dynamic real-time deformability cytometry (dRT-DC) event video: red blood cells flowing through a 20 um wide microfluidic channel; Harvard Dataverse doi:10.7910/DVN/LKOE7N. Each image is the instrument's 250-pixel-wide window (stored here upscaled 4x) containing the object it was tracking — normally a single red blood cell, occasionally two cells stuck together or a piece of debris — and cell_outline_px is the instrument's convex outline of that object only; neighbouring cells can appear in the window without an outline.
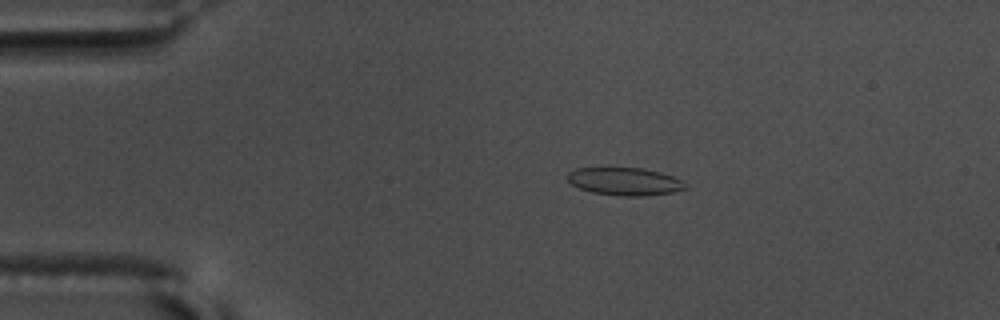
{"species": "common noctule bat (a hibernating species)", "species_latin": "Nyctalus noctula", "temperature_condition": "warm", "stored_images_in_passage": 47, "camera_frame_rate_fps": 3000, "um_per_image_px": 0.085, "animal": {"sex": "male", "body_mass_g": 17.5, "forearm_length_mm": 52.3}, "frame": {"image": 1, "passage_image": 2, "time_ms": 0.333, "image_size_px": [1000, 320], "cell_outline_px": [[688, 188], [672, 192], [640, 196], [620, 196], [592, 192], [580, 188], [572, 184], [568, 180], [568, 172], [576, 168], [640, 168], [660, 172], [672, 176], [688, 184]], "centroid_in_image_um": [53.11, 15.42], "position_along_channel_um": 31.9, "area_um2": 18.9}}
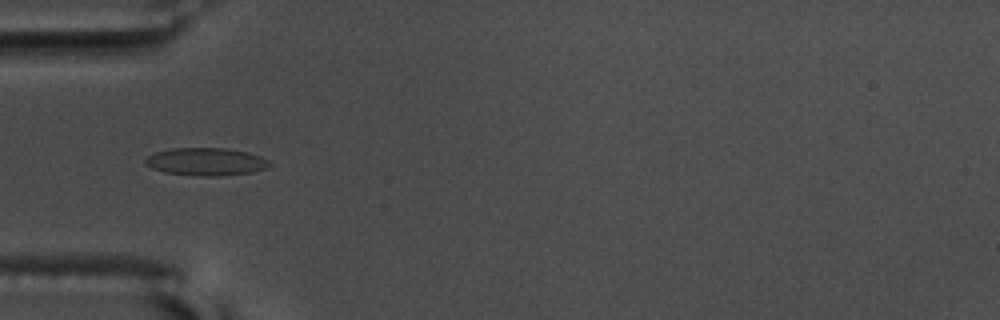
{"frame": {"image": 2, "passage_image": 9, "time_ms": 2.667, "image_size_px": [1000, 320], "cell_outline_px": [[272, 164], [268, 168], [252, 172], [216, 176], [200, 176], [164, 172], [152, 168], [144, 164], [144, 160], [148, 156], [156, 152], [172, 148], [224, 148], [248, 152], [260, 156], [268, 160]], "centroid_in_image_um": [17.52, 13.74], "position_along_channel_um": 67.5, "area_um2": 20.06}}
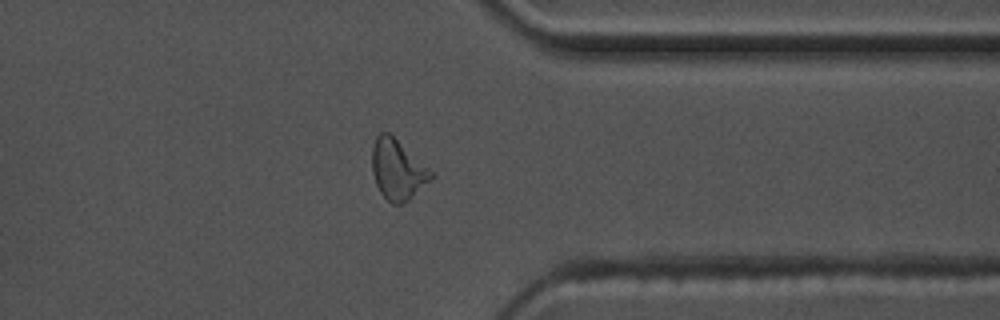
{"frame": {"image": 3, "passage_image": 35, "time_ms": 11.333, "image_size_px": [1000, 320], "cell_outline_px": [[436, 176], [432, 180], [408, 200], [400, 204], [392, 204], [380, 192], [376, 184], [372, 172], [372, 148], [376, 136], [380, 132], [388, 132], [432, 172]], "centroid_in_image_um": [33.78, 14.44], "position_along_channel_um": 377.6, "area_um2": 20.35}, "authors_computed_cell_mechanics": {"area_um2": 18.8428, "velocity_mm_per_s": 3.6476, "shape_relaxation_time_tau1_ms": 7.0804, "shape_relaxation_time_tau2_ms": 1.5769, "deformation_change_tau1": 0.1926, "deformation_change_tau2": 0.07}}